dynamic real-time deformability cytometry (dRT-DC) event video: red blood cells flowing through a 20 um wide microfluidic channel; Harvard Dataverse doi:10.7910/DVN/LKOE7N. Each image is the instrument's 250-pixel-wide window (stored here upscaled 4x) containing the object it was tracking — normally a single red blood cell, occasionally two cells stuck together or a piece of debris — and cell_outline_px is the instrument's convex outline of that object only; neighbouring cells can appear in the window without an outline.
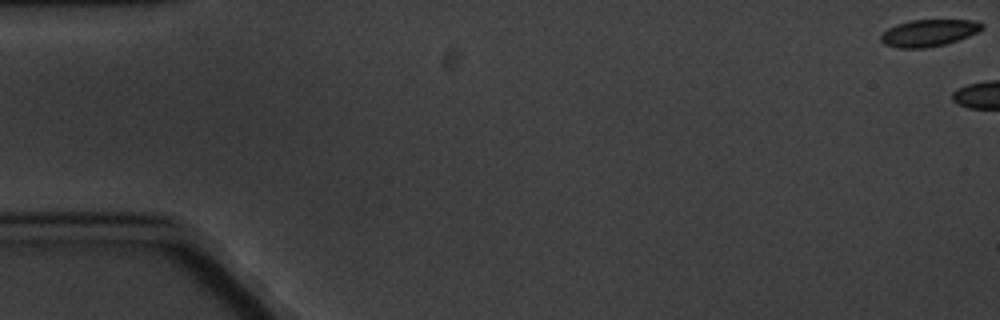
{"species": "common noctule bat (a hibernating species)", "species_latin": "Nyctalus noctula", "temperature_condition": "cold", "stored_images_in_passage": 6, "camera_frame_rate_fps": 3000, "um_per_image_px": 0.085, "animal": {"sex": "male", "body_mass_g": 20.1, "forearm_length_mm": 53.5}, "frame": {"image": 1, "passage_image": 1, "time_ms": 0.0, "image_size_px": [1000, 320], "cell_outline_px": [[984, 28], [980, 32], [944, 44], [924, 48], [896, 48], [884, 44], [880, 40], [880, 36], [888, 28], [896, 24], [912, 20], [972, 20], [984, 24]], "centroid_in_image_um": [78.94, 2.79], "position_along_channel_um": 6.1, "area_um2": 15.84}}